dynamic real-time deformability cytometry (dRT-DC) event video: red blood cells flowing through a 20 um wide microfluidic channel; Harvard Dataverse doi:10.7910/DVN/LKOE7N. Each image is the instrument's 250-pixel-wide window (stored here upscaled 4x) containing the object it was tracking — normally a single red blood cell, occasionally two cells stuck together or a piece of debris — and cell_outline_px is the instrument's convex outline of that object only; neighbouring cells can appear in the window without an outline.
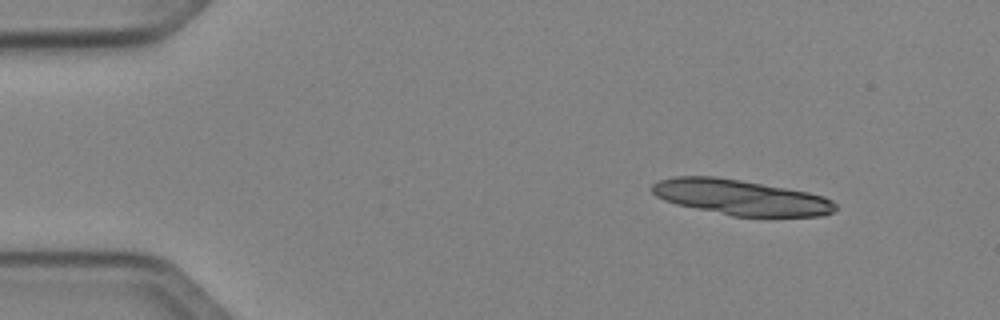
{"species": "Egyptian fruit bat (a non-hibernating species)", "species_latin": "Rousettus aegyptiacus", "temperature_condition": "cold", "stored_images_in_passage": 17, "camera_frame_rate_fps": 3000, "um_per_image_px": 0.085, "animal": {"sex": "female"}, "frame": {"image": 1, "passage_image": 1, "time_ms": 0.0, "image_size_px": [1000, 320], "cell_outline_px": [[836, 208], [832, 212], [824, 216], [732, 216], [676, 204], [664, 200], [656, 196], [652, 192], [652, 184], [660, 180], [676, 176], [716, 176], [740, 180], [808, 192], [824, 196], [832, 200], [836, 204]], "centroid_in_image_um": [62.96, 16.77], "position_along_channel_um": 22.0, "area_um2": 37.63}}
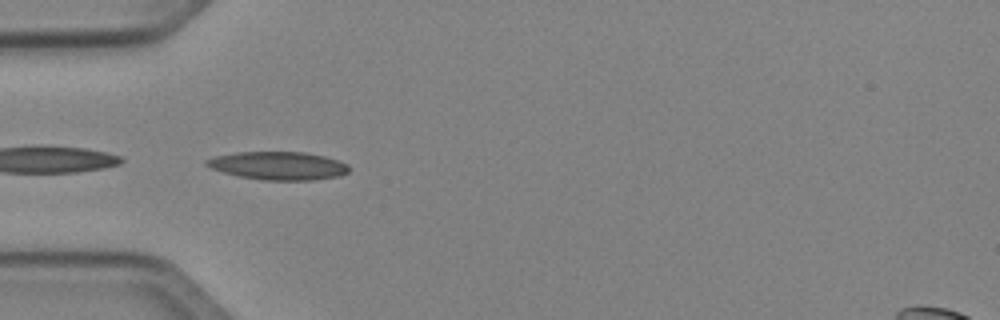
{"frame": {"image": 2, "passage_image": 11, "time_ms": 3.333, "image_size_px": [1000, 320], "cell_outline_px": [[348, 172], [340, 176], [312, 180], [260, 180], [240, 176], [224, 172], [212, 168], [204, 164], [204, 160], [216, 156], [240, 152], [304, 152], [324, 156], [340, 160], [348, 164]], "centroid_in_image_um": [23.68, 14.08], "position_along_channel_um": 61.3, "area_um2": 23.29}}
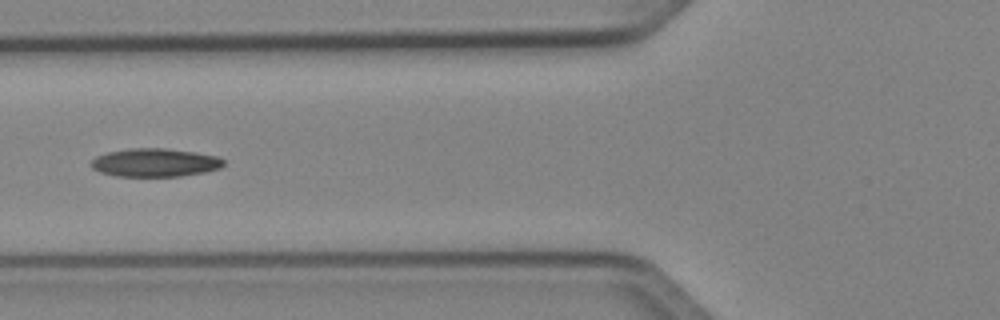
{"frame": {"image": 3, "passage_image": 15, "time_ms": 4.667, "image_size_px": [1000, 320], "cell_outline_px": [[224, 164], [220, 168], [204, 172], [180, 176], [116, 176], [100, 172], [92, 168], [92, 160], [96, 156], [108, 152], [132, 148], [164, 148], [196, 152], [216, 156], [224, 160]], "centroid_in_image_um": [13.18, 13.82], "position_along_channel_um": 112.6, "area_um2": 21.73}}